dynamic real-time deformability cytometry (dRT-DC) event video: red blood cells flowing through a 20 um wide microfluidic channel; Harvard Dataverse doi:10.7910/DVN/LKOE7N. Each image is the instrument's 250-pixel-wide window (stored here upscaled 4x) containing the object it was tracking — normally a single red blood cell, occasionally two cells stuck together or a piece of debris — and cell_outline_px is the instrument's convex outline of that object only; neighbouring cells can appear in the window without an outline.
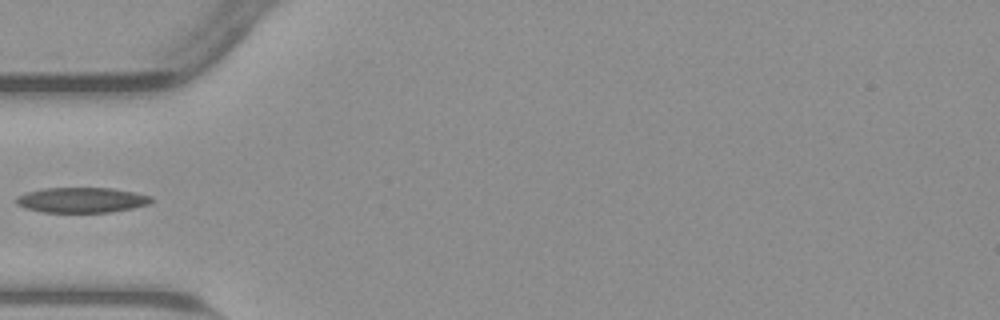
{"species": "common noctule bat (a hibernating species)", "species_latin": "Nyctalus noctula", "temperature_condition": "warm", "stored_images_in_passage": 37, "camera_frame_rate_fps": 3000, "um_per_image_px": 0.085, "animal": {"sex": "male", "body_mass_g": 23.1, "forearm_length_mm": 52.7}, "frame": {"image": 1, "passage_image": 1, "time_ms": 0.0, "image_size_px": [1000, 320], "cell_outline_px": [[152, 204], [112, 212], [40, 212], [24, 208], [16, 204], [16, 196], [28, 192], [44, 188], [112, 188], [136, 192], [152, 196]], "centroid_in_image_um": [6.96, 17.0], "position_along_channel_um": 78.0, "area_um2": 20.06}}
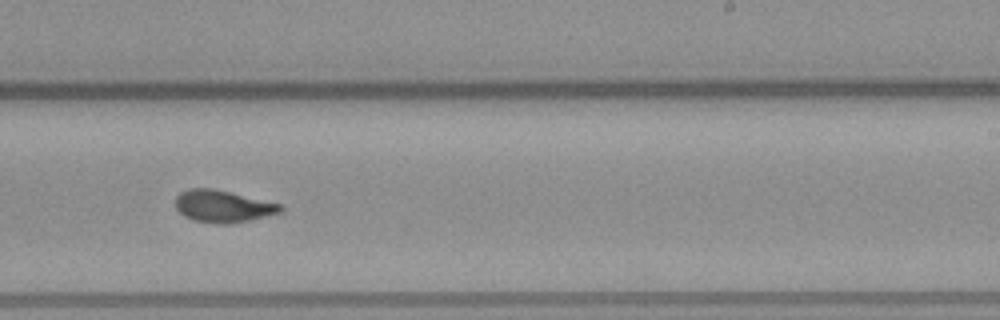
{"frame": {"image": 2, "passage_image": 16, "time_ms": 5.0, "image_size_px": [1000, 320], "cell_outline_px": [[284, 208], [280, 212], [248, 220], [224, 224], [216, 224], [192, 220], [184, 216], [176, 208], [176, 196], [180, 192], [188, 188], [212, 188], [284, 204]], "centroid_in_image_um": [18.93, 17.52], "position_along_channel_um": 270.1, "area_um2": 19.65}}
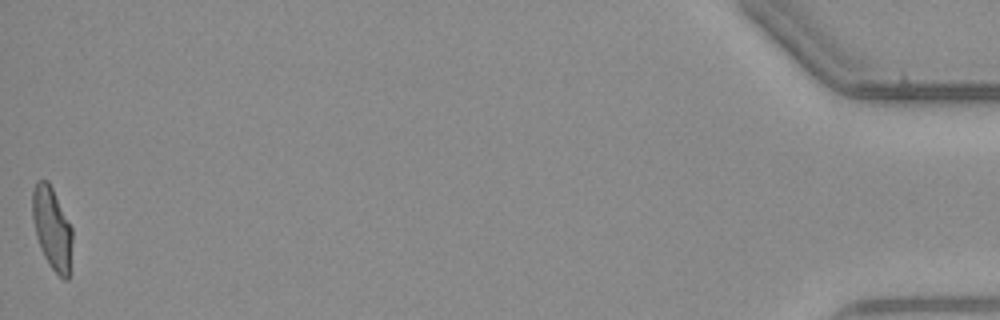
{"frame": {"image": 3, "passage_image": 37, "time_ms": 12.0, "image_size_px": [1000, 320], "cell_outline_px": [[72, 240], [68, 280], [64, 280], [48, 264], [40, 248], [36, 236], [32, 216], [32, 192], [36, 180], [48, 180], [72, 228]], "centroid_in_image_um": [4.41, 19.4], "position_along_channel_um": 430.8, "area_um2": 19.02}}